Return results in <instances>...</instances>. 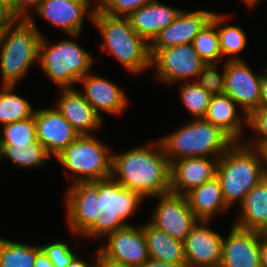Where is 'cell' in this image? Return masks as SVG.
I'll return each mask as SVG.
<instances>
[{
  "label": "cell",
  "mask_w": 267,
  "mask_h": 267,
  "mask_svg": "<svg viewBox=\"0 0 267 267\" xmlns=\"http://www.w3.org/2000/svg\"><path fill=\"white\" fill-rule=\"evenodd\" d=\"M67 223L72 233L87 238H103L130 225L126 220L141 205L144 197L125 188L112 177L76 182L66 191Z\"/></svg>",
  "instance_id": "obj_1"
},
{
  "label": "cell",
  "mask_w": 267,
  "mask_h": 267,
  "mask_svg": "<svg viewBox=\"0 0 267 267\" xmlns=\"http://www.w3.org/2000/svg\"><path fill=\"white\" fill-rule=\"evenodd\" d=\"M155 141L112 154L111 177L144 198L170 192L171 164L159 139Z\"/></svg>",
  "instance_id": "obj_2"
},
{
  "label": "cell",
  "mask_w": 267,
  "mask_h": 267,
  "mask_svg": "<svg viewBox=\"0 0 267 267\" xmlns=\"http://www.w3.org/2000/svg\"><path fill=\"white\" fill-rule=\"evenodd\" d=\"M216 177L227 206L241 204L246 194L265 178L261 151L235 142L218 159Z\"/></svg>",
  "instance_id": "obj_3"
},
{
  "label": "cell",
  "mask_w": 267,
  "mask_h": 267,
  "mask_svg": "<svg viewBox=\"0 0 267 267\" xmlns=\"http://www.w3.org/2000/svg\"><path fill=\"white\" fill-rule=\"evenodd\" d=\"M92 22L104 40L101 50L110 52L130 74L151 68L149 44L132 28L128 17L110 16L96 6Z\"/></svg>",
  "instance_id": "obj_4"
},
{
  "label": "cell",
  "mask_w": 267,
  "mask_h": 267,
  "mask_svg": "<svg viewBox=\"0 0 267 267\" xmlns=\"http://www.w3.org/2000/svg\"><path fill=\"white\" fill-rule=\"evenodd\" d=\"M32 18L16 19L0 36L2 86H15L37 61L42 33Z\"/></svg>",
  "instance_id": "obj_5"
},
{
  "label": "cell",
  "mask_w": 267,
  "mask_h": 267,
  "mask_svg": "<svg viewBox=\"0 0 267 267\" xmlns=\"http://www.w3.org/2000/svg\"><path fill=\"white\" fill-rule=\"evenodd\" d=\"M159 141L170 164L187 157L211 155V158H220L235 143L219 127L204 118H191Z\"/></svg>",
  "instance_id": "obj_6"
},
{
  "label": "cell",
  "mask_w": 267,
  "mask_h": 267,
  "mask_svg": "<svg viewBox=\"0 0 267 267\" xmlns=\"http://www.w3.org/2000/svg\"><path fill=\"white\" fill-rule=\"evenodd\" d=\"M49 43L42 35L38 62L41 70L60 89L73 88L74 83L91 71L94 57L72 39Z\"/></svg>",
  "instance_id": "obj_7"
},
{
  "label": "cell",
  "mask_w": 267,
  "mask_h": 267,
  "mask_svg": "<svg viewBox=\"0 0 267 267\" xmlns=\"http://www.w3.org/2000/svg\"><path fill=\"white\" fill-rule=\"evenodd\" d=\"M110 151L94 134L79 135L55 158L71 172L75 184L110 178L113 154Z\"/></svg>",
  "instance_id": "obj_8"
},
{
  "label": "cell",
  "mask_w": 267,
  "mask_h": 267,
  "mask_svg": "<svg viewBox=\"0 0 267 267\" xmlns=\"http://www.w3.org/2000/svg\"><path fill=\"white\" fill-rule=\"evenodd\" d=\"M151 67L155 66V77L167 84L197 78L205 62L192 44L149 50Z\"/></svg>",
  "instance_id": "obj_9"
},
{
  "label": "cell",
  "mask_w": 267,
  "mask_h": 267,
  "mask_svg": "<svg viewBox=\"0 0 267 267\" xmlns=\"http://www.w3.org/2000/svg\"><path fill=\"white\" fill-rule=\"evenodd\" d=\"M127 225L107 237V245L99 247L100 262L141 267L150 257L141 225Z\"/></svg>",
  "instance_id": "obj_10"
},
{
  "label": "cell",
  "mask_w": 267,
  "mask_h": 267,
  "mask_svg": "<svg viewBox=\"0 0 267 267\" xmlns=\"http://www.w3.org/2000/svg\"><path fill=\"white\" fill-rule=\"evenodd\" d=\"M152 198L159 200L149 223L169 236L184 241L199 220L190 208L186 196L168 192Z\"/></svg>",
  "instance_id": "obj_11"
},
{
  "label": "cell",
  "mask_w": 267,
  "mask_h": 267,
  "mask_svg": "<svg viewBox=\"0 0 267 267\" xmlns=\"http://www.w3.org/2000/svg\"><path fill=\"white\" fill-rule=\"evenodd\" d=\"M225 92L249 116L260 108L261 80L263 74L253 72L244 60L226 61Z\"/></svg>",
  "instance_id": "obj_12"
},
{
  "label": "cell",
  "mask_w": 267,
  "mask_h": 267,
  "mask_svg": "<svg viewBox=\"0 0 267 267\" xmlns=\"http://www.w3.org/2000/svg\"><path fill=\"white\" fill-rule=\"evenodd\" d=\"M210 220H198L184 239L187 267H219L222 235L208 227Z\"/></svg>",
  "instance_id": "obj_13"
},
{
  "label": "cell",
  "mask_w": 267,
  "mask_h": 267,
  "mask_svg": "<svg viewBox=\"0 0 267 267\" xmlns=\"http://www.w3.org/2000/svg\"><path fill=\"white\" fill-rule=\"evenodd\" d=\"M91 4V0H43L35 12L49 24L76 38L83 29L84 17L89 15L92 21L97 5L91 9Z\"/></svg>",
  "instance_id": "obj_14"
},
{
  "label": "cell",
  "mask_w": 267,
  "mask_h": 267,
  "mask_svg": "<svg viewBox=\"0 0 267 267\" xmlns=\"http://www.w3.org/2000/svg\"><path fill=\"white\" fill-rule=\"evenodd\" d=\"M263 233L241 229L233 224L223 238L219 267H260V247Z\"/></svg>",
  "instance_id": "obj_15"
},
{
  "label": "cell",
  "mask_w": 267,
  "mask_h": 267,
  "mask_svg": "<svg viewBox=\"0 0 267 267\" xmlns=\"http://www.w3.org/2000/svg\"><path fill=\"white\" fill-rule=\"evenodd\" d=\"M34 118L37 141L50 156L56 157L79 136L55 107L36 109Z\"/></svg>",
  "instance_id": "obj_16"
},
{
  "label": "cell",
  "mask_w": 267,
  "mask_h": 267,
  "mask_svg": "<svg viewBox=\"0 0 267 267\" xmlns=\"http://www.w3.org/2000/svg\"><path fill=\"white\" fill-rule=\"evenodd\" d=\"M215 12L181 10L175 20L164 28L149 44V50L192 44L197 34L211 21Z\"/></svg>",
  "instance_id": "obj_17"
},
{
  "label": "cell",
  "mask_w": 267,
  "mask_h": 267,
  "mask_svg": "<svg viewBox=\"0 0 267 267\" xmlns=\"http://www.w3.org/2000/svg\"><path fill=\"white\" fill-rule=\"evenodd\" d=\"M219 158L187 157L171 163L170 192L186 195L216 176Z\"/></svg>",
  "instance_id": "obj_18"
},
{
  "label": "cell",
  "mask_w": 267,
  "mask_h": 267,
  "mask_svg": "<svg viewBox=\"0 0 267 267\" xmlns=\"http://www.w3.org/2000/svg\"><path fill=\"white\" fill-rule=\"evenodd\" d=\"M79 82L83 83L82 95L101 118V112L110 115L120 114L128 105L129 101L123 88L107 78L93 75L90 71Z\"/></svg>",
  "instance_id": "obj_19"
},
{
  "label": "cell",
  "mask_w": 267,
  "mask_h": 267,
  "mask_svg": "<svg viewBox=\"0 0 267 267\" xmlns=\"http://www.w3.org/2000/svg\"><path fill=\"white\" fill-rule=\"evenodd\" d=\"M72 125L78 135H92L102 126L103 119L76 88H61L59 101L54 106ZM91 131V132H90Z\"/></svg>",
  "instance_id": "obj_20"
},
{
  "label": "cell",
  "mask_w": 267,
  "mask_h": 267,
  "mask_svg": "<svg viewBox=\"0 0 267 267\" xmlns=\"http://www.w3.org/2000/svg\"><path fill=\"white\" fill-rule=\"evenodd\" d=\"M182 9L152 0L128 16L132 28L148 43L173 22Z\"/></svg>",
  "instance_id": "obj_21"
},
{
  "label": "cell",
  "mask_w": 267,
  "mask_h": 267,
  "mask_svg": "<svg viewBox=\"0 0 267 267\" xmlns=\"http://www.w3.org/2000/svg\"><path fill=\"white\" fill-rule=\"evenodd\" d=\"M237 104L226 94L213 95L204 119L225 132L234 142L243 141V124L248 125V116H239Z\"/></svg>",
  "instance_id": "obj_22"
},
{
  "label": "cell",
  "mask_w": 267,
  "mask_h": 267,
  "mask_svg": "<svg viewBox=\"0 0 267 267\" xmlns=\"http://www.w3.org/2000/svg\"><path fill=\"white\" fill-rule=\"evenodd\" d=\"M189 206L199 220H212L217 213H226L227 206L216 176L192 189L186 195Z\"/></svg>",
  "instance_id": "obj_23"
},
{
  "label": "cell",
  "mask_w": 267,
  "mask_h": 267,
  "mask_svg": "<svg viewBox=\"0 0 267 267\" xmlns=\"http://www.w3.org/2000/svg\"><path fill=\"white\" fill-rule=\"evenodd\" d=\"M239 207L241 215L234 225L241 229L264 233L267 229V178L246 194Z\"/></svg>",
  "instance_id": "obj_24"
},
{
  "label": "cell",
  "mask_w": 267,
  "mask_h": 267,
  "mask_svg": "<svg viewBox=\"0 0 267 267\" xmlns=\"http://www.w3.org/2000/svg\"><path fill=\"white\" fill-rule=\"evenodd\" d=\"M141 227L151 259L173 264H187L183 241L169 236L151 223Z\"/></svg>",
  "instance_id": "obj_25"
},
{
  "label": "cell",
  "mask_w": 267,
  "mask_h": 267,
  "mask_svg": "<svg viewBox=\"0 0 267 267\" xmlns=\"http://www.w3.org/2000/svg\"><path fill=\"white\" fill-rule=\"evenodd\" d=\"M227 19V16L218 13H214L211 19V22L217 27L222 56H229L228 61L242 60L236 54L238 55L246 47L247 37L240 26L225 25L222 28L219 27Z\"/></svg>",
  "instance_id": "obj_26"
},
{
  "label": "cell",
  "mask_w": 267,
  "mask_h": 267,
  "mask_svg": "<svg viewBox=\"0 0 267 267\" xmlns=\"http://www.w3.org/2000/svg\"><path fill=\"white\" fill-rule=\"evenodd\" d=\"M15 86H2L0 88V125L30 118L35 109L28 100L14 93Z\"/></svg>",
  "instance_id": "obj_27"
},
{
  "label": "cell",
  "mask_w": 267,
  "mask_h": 267,
  "mask_svg": "<svg viewBox=\"0 0 267 267\" xmlns=\"http://www.w3.org/2000/svg\"><path fill=\"white\" fill-rule=\"evenodd\" d=\"M38 245H28L0 237V267H35Z\"/></svg>",
  "instance_id": "obj_28"
},
{
  "label": "cell",
  "mask_w": 267,
  "mask_h": 267,
  "mask_svg": "<svg viewBox=\"0 0 267 267\" xmlns=\"http://www.w3.org/2000/svg\"><path fill=\"white\" fill-rule=\"evenodd\" d=\"M0 157L21 168L41 167L50 156L39 141L26 146L0 145Z\"/></svg>",
  "instance_id": "obj_29"
},
{
  "label": "cell",
  "mask_w": 267,
  "mask_h": 267,
  "mask_svg": "<svg viewBox=\"0 0 267 267\" xmlns=\"http://www.w3.org/2000/svg\"><path fill=\"white\" fill-rule=\"evenodd\" d=\"M180 99L184 107L191 113L193 119L204 118L212 95L208 93L196 81L181 82L180 84Z\"/></svg>",
  "instance_id": "obj_30"
},
{
  "label": "cell",
  "mask_w": 267,
  "mask_h": 267,
  "mask_svg": "<svg viewBox=\"0 0 267 267\" xmlns=\"http://www.w3.org/2000/svg\"><path fill=\"white\" fill-rule=\"evenodd\" d=\"M0 145L26 146L37 142L34 115L30 118L6 124L2 128Z\"/></svg>",
  "instance_id": "obj_31"
},
{
  "label": "cell",
  "mask_w": 267,
  "mask_h": 267,
  "mask_svg": "<svg viewBox=\"0 0 267 267\" xmlns=\"http://www.w3.org/2000/svg\"><path fill=\"white\" fill-rule=\"evenodd\" d=\"M192 45L205 63H219L222 60L217 27L211 21L197 34Z\"/></svg>",
  "instance_id": "obj_32"
},
{
  "label": "cell",
  "mask_w": 267,
  "mask_h": 267,
  "mask_svg": "<svg viewBox=\"0 0 267 267\" xmlns=\"http://www.w3.org/2000/svg\"><path fill=\"white\" fill-rule=\"evenodd\" d=\"M218 63H205L199 72L196 82L208 93L222 95L225 92V73H219Z\"/></svg>",
  "instance_id": "obj_33"
},
{
  "label": "cell",
  "mask_w": 267,
  "mask_h": 267,
  "mask_svg": "<svg viewBox=\"0 0 267 267\" xmlns=\"http://www.w3.org/2000/svg\"><path fill=\"white\" fill-rule=\"evenodd\" d=\"M248 126L251 130L255 132V138H251L252 140L246 141L245 144L261 150L265 145H267V108H258L254 110L248 116Z\"/></svg>",
  "instance_id": "obj_34"
},
{
  "label": "cell",
  "mask_w": 267,
  "mask_h": 267,
  "mask_svg": "<svg viewBox=\"0 0 267 267\" xmlns=\"http://www.w3.org/2000/svg\"><path fill=\"white\" fill-rule=\"evenodd\" d=\"M151 1L152 0H95V3L102 12L110 16L128 17L134 11Z\"/></svg>",
  "instance_id": "obj_35"
},
{
  "label": "cell",
  "mask_w": 267,
  "mask_h": 267,
  "mask_svg": "<svg viewBox=\"0 0 267 267\" xmlns=\"http://www.w3.org/2000/svg\"><path fill=\"white\" fill-rule=\"evenodd\" d=\"M54 267H66L77 256L64 241L41 245Z\"/></svg>",
  "instance_id": "obj_36"
},
{
  "label": "cell",
  "mask_w": 267,
  "mask_h": 267,
  "mask_svg": "<svg viewBox=\"0 0 267 267\" xmlns=\"http://www.w3.org/2000/svg\"><path fill=\"white\" fill-rule=\"evenodd\" d=\"M43 0H12V14L17 19H28L30 17V7L35 10Z\"/></svg>",
  "instance_id": "obj_37"
},
{
  "label": "cell",
  "mask_w": 267,
  "mask_h": 267,
  "mask_svg": "<svg viewBox=\"0 0 267 267\" xmlns=\"http://www.w3.org/2000/svg\"><path fill=\"white\" fill-rule=\"evenodd\" d=\"M16 19L9 6L0 0V36Z\"/></svg>",
  "instance_id": "obj_38"
},
{
  "label": "cell",
  "mask_w": 267,
  "mask_h": 267,
  "mask_svg": "<svg viewBox=\"0 0 267 267\" xmlns=\"http://www.w3.org/2000/svg\"><path fill=\"white\" fill-rule=\"evenodd\" d=\"M95 253V262L88 263L87 261L85 262L84 260L76 256L66 267H95L100 262L99 250H97V252Z\"/></svg>",
  "instance_id": "obj_39"
},
{
  "label": "cell",
  "mask_w": 267,
  "mask_h": 267,
  "mask_svg": "<svg viewBox=\"0 0 267 267\" xmlns=\"http://www.w3.org/2000/svg\"><path fill=\"white\" fill-rule=\"evenodd\" d=\"M35 267H54L42 248L37 252Z\"/></svg>",
  "instance_id": "obj_40"
},
{
  "label": "cell",
  "mask_w": 267,
  "mask_h": 267,
  "mask_svg": "<svg viewBox=\"0 0 267 267\" xmlns=\"http://www.w3.org/2000/svg\"><path fill=\"white\" fill-rule=\"evenodd\" d=\"M141 267H187V264H173L149 258Z\"/></svg>",
  "instance_id": "obj_41"
},
{
  "label": "cell",
  "mask_w": 267,
  "mask_h": 267,
  "mask_svg": "<svg viewBox=\"0 0 267 267\" xmlns=\"http://www.w3.org/2000/svg\"><path fill=\"white\" fill-rule=\"evenodd\" d=\"M260 93V108H267V78L262 77Z\"/></svg>",
  "instance_id": "obj_42"
},
{
  "label": "cell",
  "mask_w": 267,
  "mask_h": 267,
  "mask_svg": "<svg viewBox=\"0 0 267 267\" xmlns=\"http://www.w3.org/2000/svg\"><path fill=\"white\" fill-rule=\"evenodd\" d=\"M260 267H267V238L264 236L260 247Z\"/></svg>",
  "instance_id": "obj_43"
},
{
  "label": "cell",
  "mask_w": 267,
  "mask_h": 267,
  "mask_svg": "<svg viewBox=\"0 0 267 267\" xmlns=\"http://www.w3.org/2000/svg\"><path fill=\"white\" fill-rule=\"evenodd\" d=\"M263 156V166L265 172V178H267V145H265L261 150Z\"/></svg>",
  "instance_id": "obj_44"
},
{
  "label": "cell",
  "mask_w": 267,
  "mask_h": 267,
  "mask_svg": "<svg viewBox=\"0 0 267 267\" xmlns=\"http://www.w3.org/2000/svg\"><path fill=\"white\" fill-rule=\"evenodd\" d=\"M244 2L250 9L255 7L261 0H241Z\"/></svg>",
  "instance_id": "obj_45"
},
{
  "label": "cell",
  "mask_w": 267,
  "mask_h": 267,
  "mask_svg": "<svg viewBox=\"0 0 267 267\" xmlns=\"http://www.w3.org/2000/svg\"><path fill=\"white\" fill-rule=\"evenodd\" d=\"M105 267H133V266H124V265H117L111 262H101Z\"/></svg>",
  "instance_id": "obj_46"
},
{
  "label": "cell",
  "mask_w": 267,
  "mask_h": 267,
  "mask_svg": "<svg viewBox=\"0 0 267 267\" xmlns=\"http://www.w3.org/2000/svg\"><path fill=\"white\" fill-rule=\"evenodd\" d=\"M2 2H4L6 5L9 6V9L12 12V0H1Z\"/></svg>",
  "instance_id": "obj_47"
},
{
  "label": "cell",
  "mask_w": 267,
  "mask_h": 267,
  "mask_svg": "<svg viewBox=\"0 0 267 267\" xmlns=\"http://www.w3.org/2000/svg\"><path fill=\"white\" fill-rule=\"evenodd\" d=\"M95 267H105L101 262H99Z\"/></svg>",
  "instance_id": "obj_48"
},
{
  "label": "cell",
  "mask_w": 267,
  "mask_h": 267,
  "mask_svg": "<svg viewBox=\"0 0 267 267\" xmlns=\"http://www.w3.org/2000/svg\"><path fill=\"white\" fill-rule=\"evenodd\" d=\"M265 71H266V73L263 74V76L267 78V63H266Z\"/></svg>",
  "instance_id": "obj_49"
},
{
  "label": "cell",
  "mask_w": 267,
  "mask_h": 267,
  "mask_svg": "<svg viewBox=\"0 0 267 267\" xmlns=\"http://www.w3.org/2000/svg\"><path fill=\"white\" fill-rule=\"evenodd\" d=\"M263 236L267 238V229H266L265 232L263 233Z\"/></svg>",
  "instance_id": "obj_50"
}]
</instances>
